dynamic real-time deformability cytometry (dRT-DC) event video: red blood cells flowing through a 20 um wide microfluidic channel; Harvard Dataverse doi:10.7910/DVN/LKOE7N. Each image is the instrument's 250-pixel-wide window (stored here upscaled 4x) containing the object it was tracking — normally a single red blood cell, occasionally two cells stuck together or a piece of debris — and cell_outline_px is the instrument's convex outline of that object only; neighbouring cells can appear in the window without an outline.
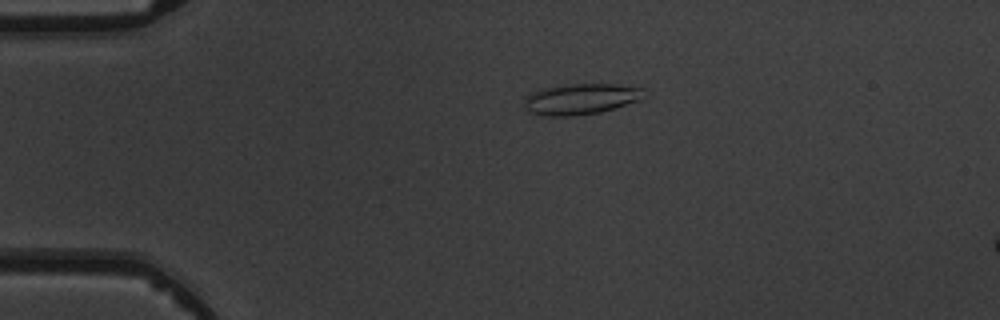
{"species": "common noctule bat (a hibernating species)", "species_latin": "Nyctalus noctula", "temperature_condition": "warm", "stored_images_in_passage": 5, "camera_frame_rate_fps": 3000, "um_per_image_px": 0.085, "animal": {"sex": "male", "body_mass_g": 19.5, "forearm_length_mm": 54.6}, "frame": {"image": 1, "passage_image": 4, "time_ms": 3.667, "image_size_px": [1000, 320], "cell_outline_px": [[640, 100], [600, 112], [576, 116], [544, 116], [528, 112], [524, 108], [524, 96], [532, 92], [544, 88], [568, 84], [616, 84], [640, 88]], "centroid_in_image_um": [49.25, 8.43], "position_along_channel_um": 35.8, "area_um2": 21.39}}